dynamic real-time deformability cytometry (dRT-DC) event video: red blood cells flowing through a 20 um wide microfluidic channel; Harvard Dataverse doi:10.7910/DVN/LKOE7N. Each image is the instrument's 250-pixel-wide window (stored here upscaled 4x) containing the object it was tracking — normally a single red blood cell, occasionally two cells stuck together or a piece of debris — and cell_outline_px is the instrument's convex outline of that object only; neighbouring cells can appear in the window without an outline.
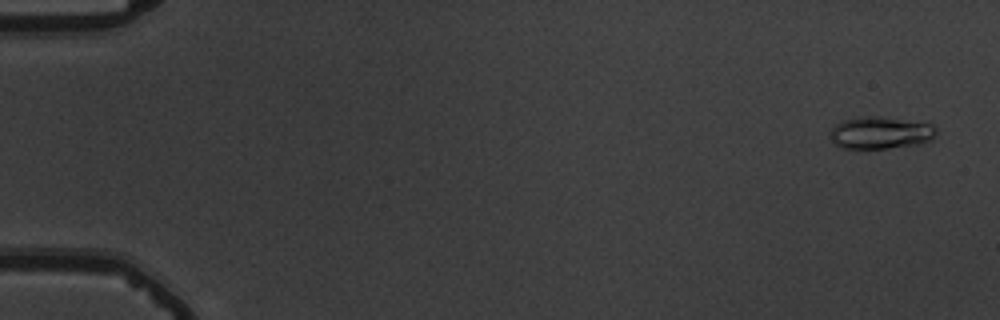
{"species": "common noctule bat (a hibernating species)", "species_latin": "Nyctalus noctula", "temperature_condition": "warm", "stored_images_in_passage": 55, "camera_frame_rate_fps": 3000, "um_per_image_px": 0.085, "animal": {"sex": "male", "body_mass_g": 19.5, "forearm_length_mm": 54.6}, "frame": {"image": 1, "passage_image": 3, "time_ms": 0.667, "image_size_px": [1000, 320], "cell_outline_px": [[936, 136], [932, 140], [920, 144], [860, 152], [840, 148], [828, 136], [828, 132], [836, 124], [844, 120], [868, 116], [880, 116], [932, 124], [936, 128]], "centroid_in_image_um": [74.8, 11.34], "position_along_channel_um": 10.2, "area_um2": 20.75}}
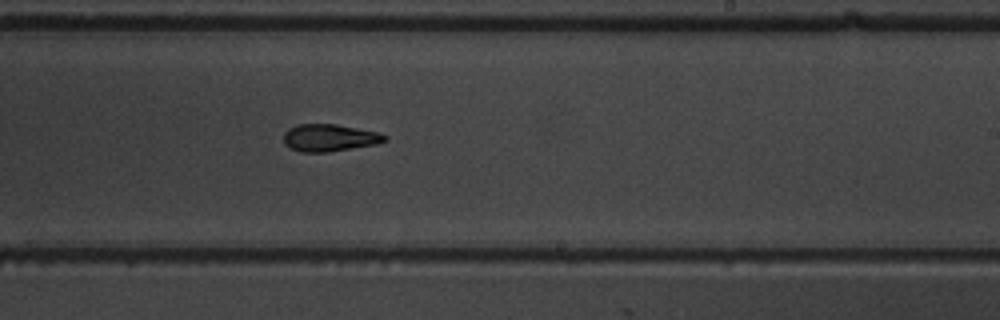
{"frame": {"image": 2, "passage_image": 35, "time_ms": 11.333, "image_size_px": [1000, 320], "cell_outline_px": [[388, 140], [376, 144], [328, 152], [300, 152], [288, 148], [284, 144], [284, 132], [288, 128], [296, 124], [336, 124], [376, 132], [388, 136]], "centroid_in_image_um": [27.96, 11.71], "position_along_channel_um": 261.0, "area_um2": 16.13}}
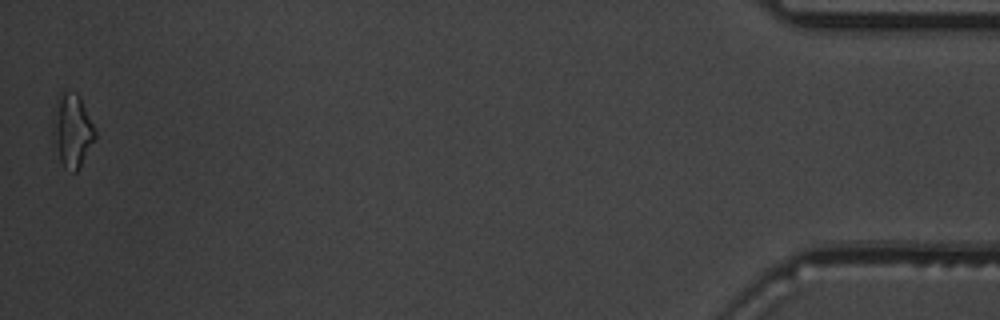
{"frame": {"image": 3, "passage_image": 55, "time_ms": 18.0, "image_size_px": [1000, 320], "cell_outline_px": [[96, 136], [76, 172], [72, 172], [64, 168], [60, 160], [52, 140], [52, 124], [56, 100], [60, 92], [76, 92], [80, 96], [96, 132]], "centroid_in_image_um": [6.1, 11.07], "position_along_channel_um": 429.1, "area_um2": 17.92}, "authors_computed_cell_mechanics": {"area_um2": 16.762, "velocity_mm_per_s": 3.8007, "shape_relaxation_time_tau1_ms": 5.4072, "shape_relaxation_time_tau2_ms": 3.9873, "deformation_change_tau1": 0.1643, "deformation_change_tau2": 0.1324}}